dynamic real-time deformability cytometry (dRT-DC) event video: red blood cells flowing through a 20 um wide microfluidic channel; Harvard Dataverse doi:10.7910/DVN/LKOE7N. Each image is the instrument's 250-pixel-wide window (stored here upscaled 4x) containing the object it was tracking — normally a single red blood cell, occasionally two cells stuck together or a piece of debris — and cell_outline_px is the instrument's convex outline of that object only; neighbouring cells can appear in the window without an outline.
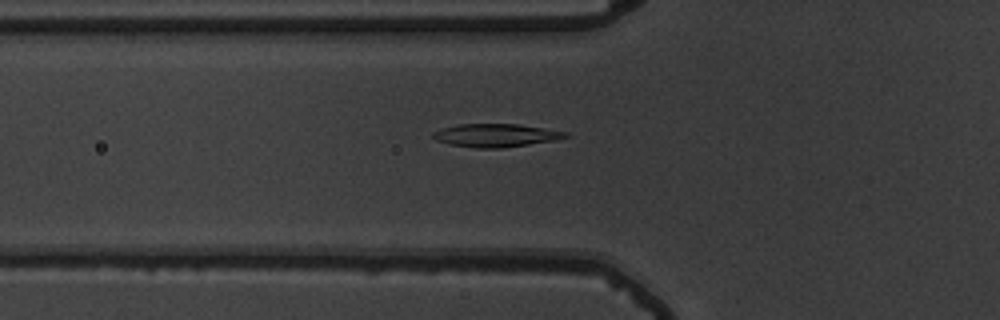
{"species": "common noctule bat (a hibernating species)", "species_latin": "Nyctalus noctula", "temperature_condition": "warm", "stored_images_in_passage": 57, "camera_frame_rate_fps": 3000, "um_per_image_px": 0.085, "animal": {"sex": "male", "body_mass_g": 19.5, "forearm_length_mm": 54.6}, "frame": {"image": 1, "passage_image": 21, "time_ms": 6.667, "image_size_px": [1000, 320], "cell_outline_px": [[568, 136], [556, 140], [500, 148], [476, 148], [448, 144], [436, 140], [432, 136], [432, 132], [440, 128], [460, 124], [520, 124], [568, 132]], "centroid_in_image_um": [42.11, 11.5], "position_along_channel_um": 83.7, "area_um2": 17.86}}
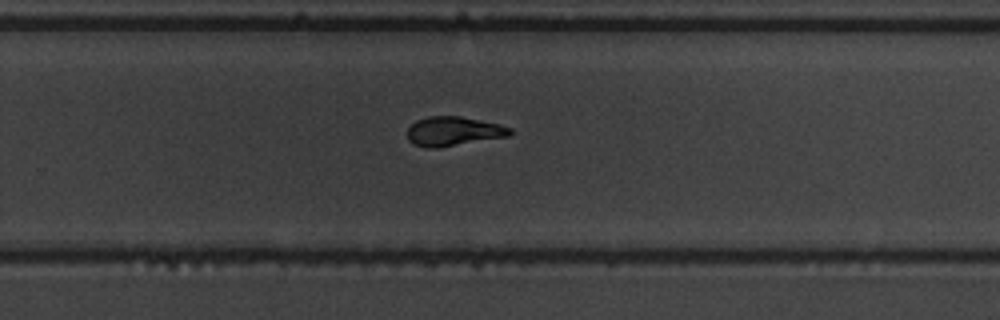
{"frame": {"image": 2, "passage_image": 38, "time_ms": 12.333, "image_size_px": [1000, 320], "cell_outline_px": [[512, 132], [508, 136], [436, 148], [424, 148], [412, 144], [408, 140], [408, 128], [416, 120], [428, 116], [460, 116], [500, 124], [512, 128]], "centroid_in_image_um": [38.52, 11.16], "position_along_channel_um": 291.3, "area_um2": 17.51}}
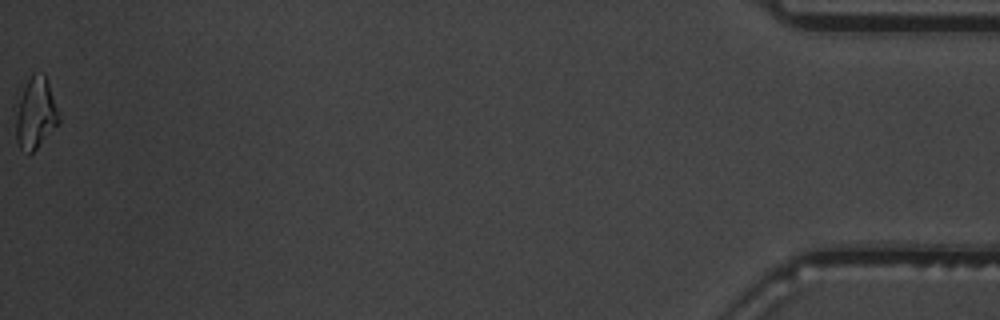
{"frame": {"image": 3, "passage_image": 57, "time_ms": 18.667, "image_size_px": [1000, 320], "cell_outline_px": [[60, 120], [36, 148], [32, 152], [28, 152], [20, 148], [16, 140], [12, 108], [12, 104], [20, 84], [32, 72], [44, 72], [48, 80], [60, 112]], "centroid_in_image_um": [2.92, 9.47], "position_along_channel_um": 432.3, "area_um2": 19.42}, "authors_computed_cell_mechanics": {"area_um2": 17.8024, "velocity_mm_per_s": 3.6581, "shape_relaxation_time_tau1_ms": 3.9487, "shape_relaxation_time_tau2_ms": 2.1338, "deformation_change_tau1": 0.164, "deformation_change_tau2": 0.0802}}